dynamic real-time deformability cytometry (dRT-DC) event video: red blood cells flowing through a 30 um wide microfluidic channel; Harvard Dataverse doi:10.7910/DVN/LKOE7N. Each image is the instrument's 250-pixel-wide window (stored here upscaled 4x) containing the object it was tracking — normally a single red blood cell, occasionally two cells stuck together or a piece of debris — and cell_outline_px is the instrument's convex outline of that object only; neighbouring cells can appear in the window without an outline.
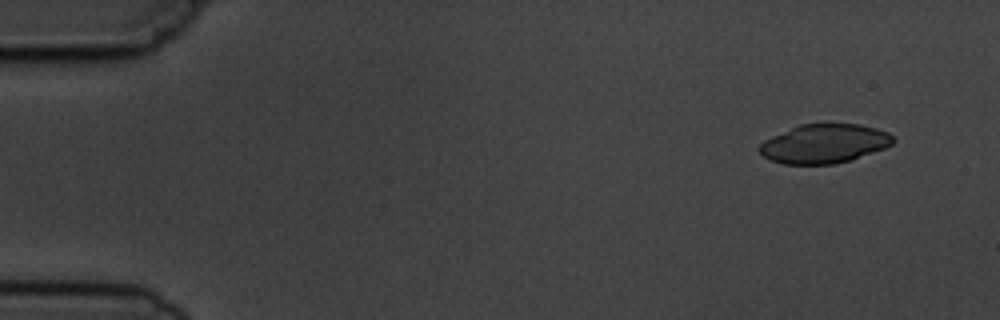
{"species": "common noctule bat (a hibernating species)", "species_latin": "Nyctalus noctula", "temperature_condition": "cold", "stored_images_in_passage": 6, "segment_of_instrument_passage": [2, 2], "camera_frame_rate_fps": 3000, "um_per_image_px": 0.085, "animal": {"sex": "male", "body_mass_g": 19.5, "forearm_length_mm": 54.6}, "frame": {"image": 1, "passage_image": 6, "time_ms": 7.0, "image_size_px": [1000, 320], "cell_outline_px": [[896, 140], [892, 144], [884, 148], [852, 160], [836, 164], [784, 164], [772, 160], [764, 156], [760, 152], [760, 144], [764, 140], [772, 136], [800, 124], [828, 120], [860, 124], [876, 128], [888, 132]], "centroid_in_image_um": [70.1, 12.16], "position_along_channel_um": 14.9, "area_um2": 31.15}}